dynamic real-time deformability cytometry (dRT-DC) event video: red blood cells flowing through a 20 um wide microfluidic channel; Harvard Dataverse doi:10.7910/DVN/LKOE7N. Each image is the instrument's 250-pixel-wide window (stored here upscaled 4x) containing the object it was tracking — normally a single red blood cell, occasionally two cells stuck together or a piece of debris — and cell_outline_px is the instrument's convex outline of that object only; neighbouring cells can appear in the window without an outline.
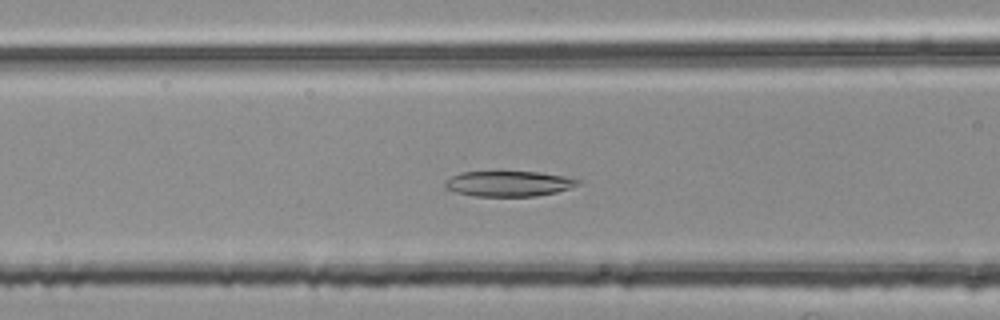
{"species": "common noctule bat (a hibernating species)", "species_latin": "Nyctalus noctula", "temperature_condition": "room temperature", "stored_images_in_passage": 46, "camera_frame_rate_fps": 3000, "um_per_image_px": 0.085, "animal": {"sex": "female", "body_mass_g": 25.1}, "frame": {"image": 1, "passage_image": 21, "time_ms": 6.667, "image_size_px": [1000, 320], "cell_outline_px": [[580, 184], [572, 188], [556, 192], [536, 196], [472, 196], [456, 192], [444, 188], [444, 180], [460, 172], [540, 172], [564, 176], [580, 180]], "centroid_in_image_um": [43.22, 15.61], "position_along_channel_um": 123.4, "area_um2": 19.77}}
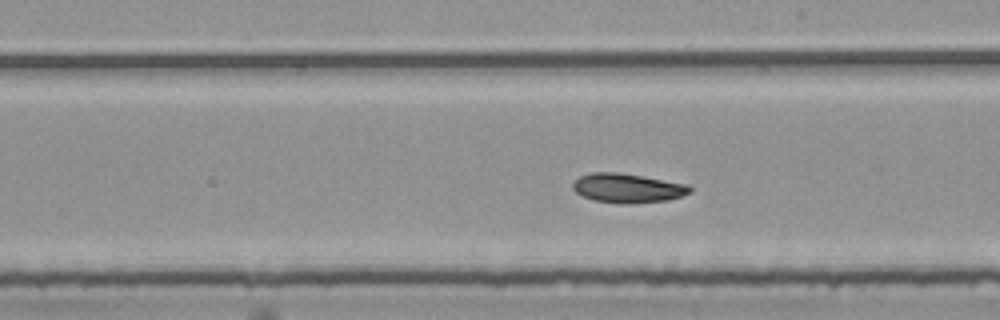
{"frame": {"image": 2, "passage_image": 30, "time_ms": 9.667, "image_size_px": [1000, 320], "cell_outline_px": [[692, 192], [668, 200], [620, 204], [616, 204], [592, 200], [580, 196], [572, 188], [572, 184], [580, 176], [592, 172], [616, 172], [688, 184], [692, 188]], "centroid_in_image_um": [53.3, 16.0], "position_along_channel_um": 235.7, "area_um2": 19.94}}
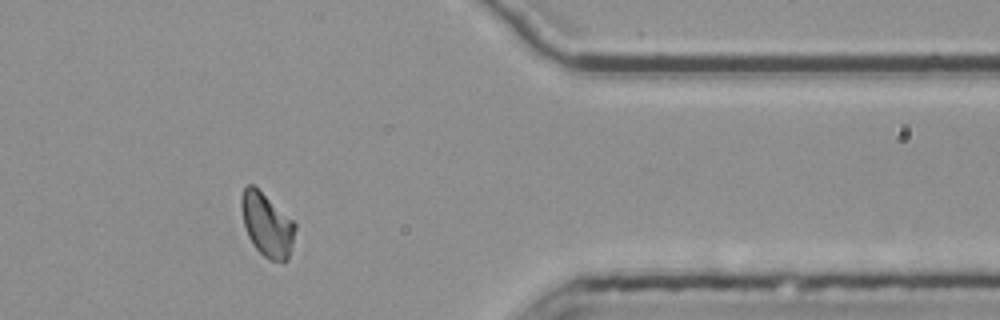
{"frame": {"image": 3, "passage_image": 44, "time_ms": 14.333, "image_size_px": [1000, 320], "cell_outline_px": [[296, 228], [288, 260], [284, 264], [268, 260], [252, 244], [248, 236], [244, 224], [240, 208], [240, 196], [244, 188], [248, 184], [252, 184], [292, 220], [296, 224]], "centroid_in_image_um": [22.68, 19.15], "position_along_channel_um": 388.7, "area_um2": 19.88}}